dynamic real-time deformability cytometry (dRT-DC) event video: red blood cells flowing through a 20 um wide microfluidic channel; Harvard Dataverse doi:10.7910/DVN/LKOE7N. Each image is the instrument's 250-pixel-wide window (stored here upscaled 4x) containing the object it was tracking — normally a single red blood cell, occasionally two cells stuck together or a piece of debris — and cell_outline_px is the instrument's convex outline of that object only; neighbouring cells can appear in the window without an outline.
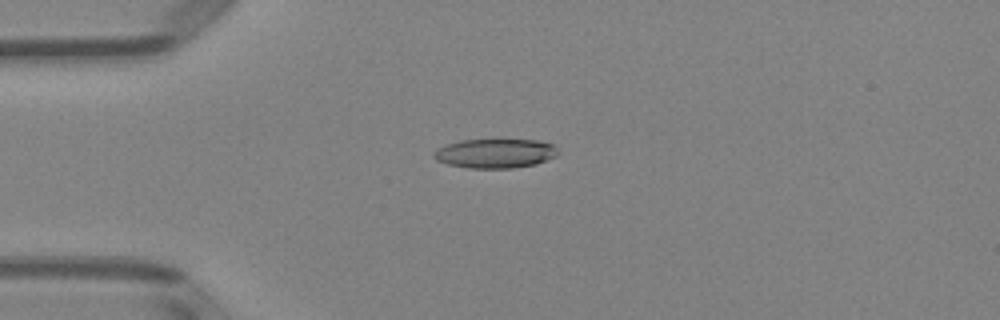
{"species": "Egyptian fruit bat (a non-hibernating species)", "species_latin": "Rousettus aegyptiacus", "temperature_condition": "room temperature", "stored_images_in_passage": 10, "camera_frame_rate_fps": 3000, "um_per_image_px": 0.085, "animal": {"sex": "female"}, "frame": {"image": 1, "passage_image": 7, "time_ms": 3.333, "image_size_px": [1000, 320], "cell_outline_px": [[560, 152], [556, 156], [536, 164], [516, 168], [468, 168], [448, 164], [436, 160], [432, 156], [432, 152], [448, 144], [460, 140], [536, 140], [552, 144]], "centroid_in_image_um": [42.1, 13.05], "position_along_channel_um": 42.9, "area_um2": 21.15}}
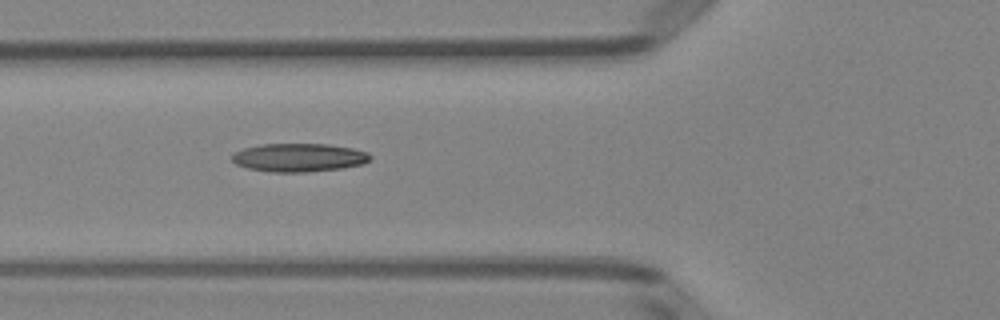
{"frame": {"image": 2, "passage_image": 9, "time_ms": 5.333, "image_size_px": [1000, 320], "cell_outline_px": [[372, 160], [364, 164], [344, 168], [304, 172], [272, 172], [248, 168], [236, 164], [232, 160], [232, 152], [244, 148], [260, 144], [328, 144], [352, 148], [368, 152], [372, 156]], "centroid_in_image_um": [25.44, 13.39], "position_along_channel_um": 100.4, "area_um2": 23.06}}
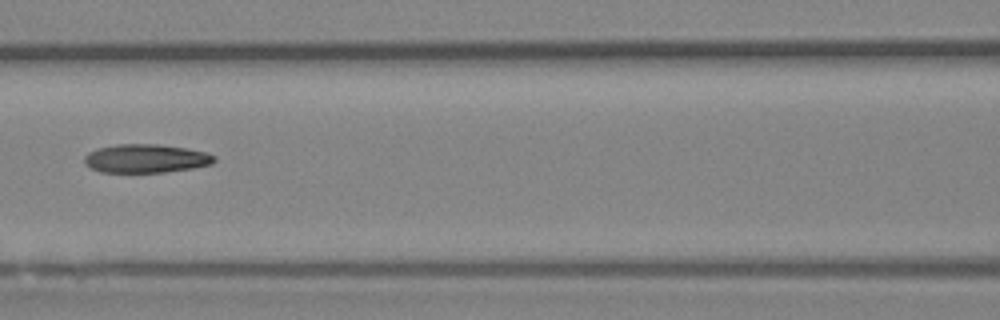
{"frame": {"image": 3, "passage_image": 10, "time_ms": 6.667, "image_size_px": [1000, 320], "cell_outline_px": [[216, 160], [212, 164], [192, 168], [164, 172], [100, 172], [84, 164], [84, 156], [88, 152], [100, 148], [120, 144], [156, 144], [184, 148], [208, 152], [216, 156]], "centroid_in_image_um": [12.42, 13.47], "position_along_channel_um": 154.2, "area_um2": 21.56}}